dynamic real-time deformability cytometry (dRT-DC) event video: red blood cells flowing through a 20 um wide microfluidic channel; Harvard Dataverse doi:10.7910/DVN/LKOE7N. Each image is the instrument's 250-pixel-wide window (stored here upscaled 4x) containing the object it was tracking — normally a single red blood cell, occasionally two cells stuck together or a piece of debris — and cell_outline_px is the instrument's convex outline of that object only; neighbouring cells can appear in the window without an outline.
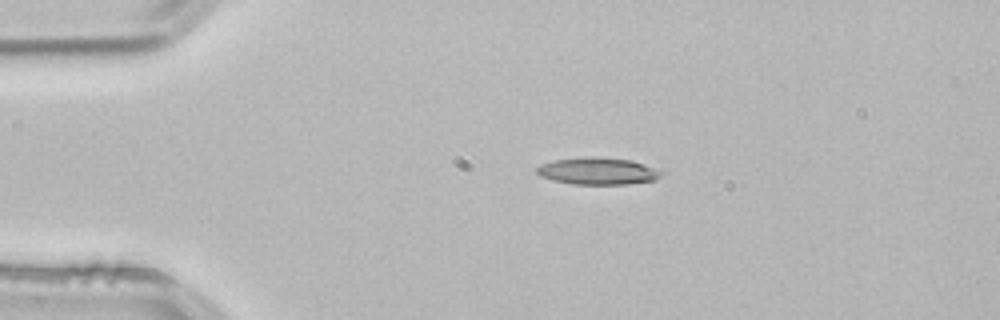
{"species": "common noctule bat (a hibernating species)", "species_latin": "Nyctalus noctula", "temperature_condition": "room temperature", "stored_images_in_passage": 43, "camera_frame_rate_fps": 3000, "um_per_image_px": 0.085, "animal": {"sex": "male", "body_mass_g": 21.5, "forearm_length_mm": 52.0}, "frame": {"image": 1, "passage_image": 1, "time_ms": 0.0, "image_size_px": [1000, 320], "cell_outline_px": [[664, 172], [656, 180], [628, 184], [572, 184], [552, 180], [540, 176], [536, 172], [536, 168], [540, 164], [552, 160], [632, 160]], "centroid_in_image_um": [50.81, 14.61], "position_along_channel_um": 34.2, "area_um2": 18.5}}
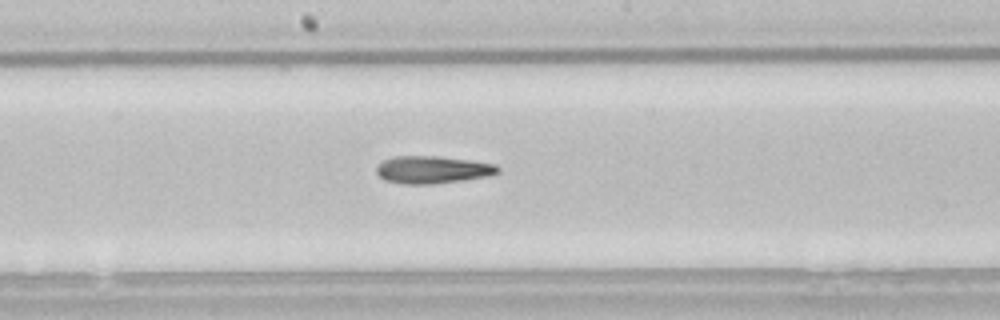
{"frame": {"image": 2, "passage_image": 18, "time_ms": 5.667, "image_size_px": [1000, 320], "cell_outline_px": [[500, 172], [488, 176], [432, 184], [404, 184], [384, 180], [376, 172], [376, 168], [384, 160], [396, 156], [436, 156], [468, 160], [496, 164], [500, 168]], "centroid_in_image_um": [36.77, 14.42], "position_along_channel_um": 211.4, "area_um2": 19.25}}
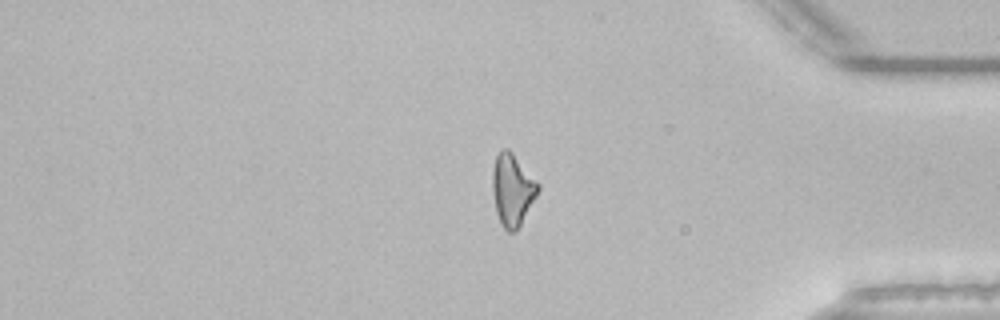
{"frame": {"image": 3, "passage_image": 34, "time_ms": 11.0, "image_size_px": [1000, 320], "cell_outline_px": [[540, 188], [536, 196], [520, 224], [512, 232], [508, 232], [500, 224], [496, 212], [492, 192], [492, 168], [496, 156], [500, 148], [508, 148], [512, 152], [540, 184]], "centroid_in_image_um": [43.53, 16.09], "position_along_channel_um": 391.7, "area_um2": 19.07}, "authors_computed_cell_mechanics": {"area_um2": 18.8428, "velocity_mm_per_s": 3.854, "shape_relaxation_time_tau1_ms": null, "shape_relaxation_time_tau2_ms": 4.2662, "deformation_change_tau1": null, "deformation_change_tau2": 0.1492}}